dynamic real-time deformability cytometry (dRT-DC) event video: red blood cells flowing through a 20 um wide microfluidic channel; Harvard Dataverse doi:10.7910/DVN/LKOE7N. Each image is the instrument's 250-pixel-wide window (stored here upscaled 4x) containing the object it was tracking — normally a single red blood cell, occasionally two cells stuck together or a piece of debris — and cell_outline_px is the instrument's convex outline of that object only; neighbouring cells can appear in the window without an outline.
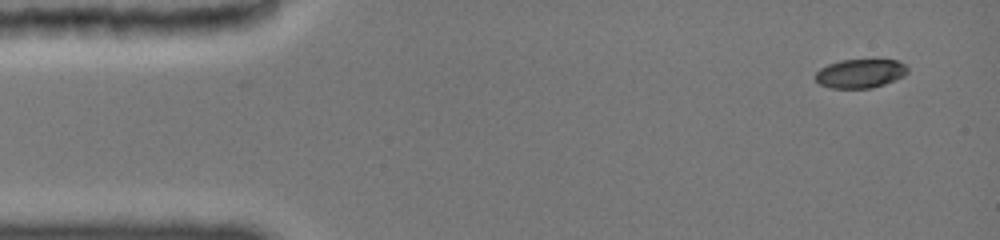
{"species": "common noctule bat (a hibernating species)", "species_latin": "Nyctalus noctula", "temperature_condition": "cold", "stored_images_in_passage": 10, "camera_frame_rate_fps": 3000, "um_per_image_px": 0.085, "animal": {"sex": "female", "body_mass_g": 19.0, "forearm_length_mm": 51.5}, "frame": {"image": 1, "passage_image": 1, "time_ms": 0.0, "image_size_px": [1000, 240], "cell_outline_px": [[908, 72], [904, 76], [884, 84], [872, 88], [832, 88], [820, 84], [816, 80], [816, 72], [820, 68], [828, 64], [840, 60], [896, 60], [904, 64], [908, 68]], "centroid_in_image_um": [73.12, 6.24], "position_along_channel_um": 11.9, "area_um2": 15.43}}
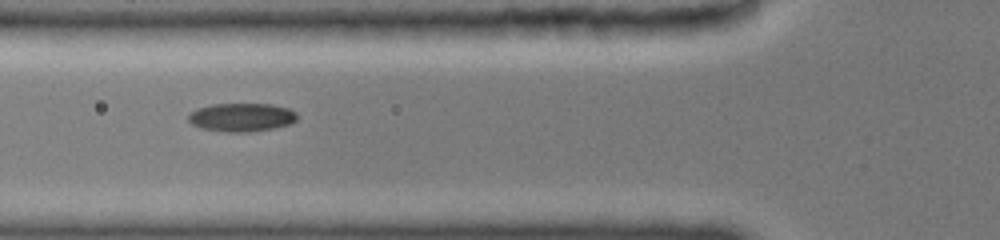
{"frame": {"image": 2, "passage_image": 6, "time_ms": 5.0, "image_size_px": [1000, 240], "cell_outline_px": [[296, 120], [288, 124], [268, 128], [236, 132], [232, 132], [204, 128], [192, 124], [188, 120], [188, 116], [192, 112], [200, 108], [212, 104], [272, 104], [288, 108], [296, 112]], "centroid_in_image_um": [20.53, 9.94], "position_along_channel_um": 105.3, "area_um2": 17.34}}
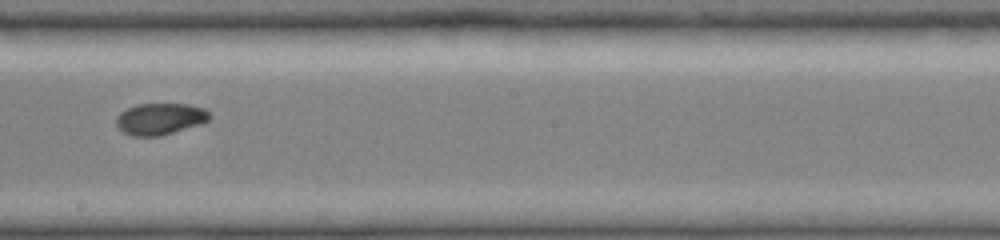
{"frame": {"image": 3, "passage_image": 9, "time_ms": 8.333, "image_size_px": [1000, 240], "cell_outline_px": [[208, 120], [200, 124], [172, 132], [156, 136], [132, 136], [124, 132], [116, 124], [116, 120], [120, 112], [136, 104], [188, 104], [204, 108], [208, 112]], "centroid_in_image_um": [13.58, 10.09], "position_along_channel_um": 234.6, "area_um2": 16.82}}